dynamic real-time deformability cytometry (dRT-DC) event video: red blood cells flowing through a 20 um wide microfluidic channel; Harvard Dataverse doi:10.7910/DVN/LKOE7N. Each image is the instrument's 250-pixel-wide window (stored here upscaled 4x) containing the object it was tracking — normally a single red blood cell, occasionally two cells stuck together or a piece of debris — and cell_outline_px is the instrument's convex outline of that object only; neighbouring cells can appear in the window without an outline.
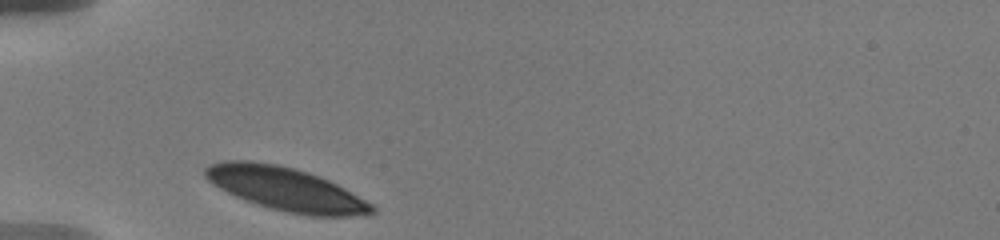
{"species": "human", "species_latin": "Homo sapiens", "temperature_condition": "warm", "stored_images_in_passage": 20, "camera_frame_rate_fps": 3000, "um_per_image_px": 0.085, "donor": {"sex": "male"}, "frame": {"image": 1, "passage_image": 1, "time_ms": 0.0, "image_size_px": [1000, 240], "cell_outline_px": [[376, 212], [348, 216], [308, 216], [288, 212], [272, 208], [236, 196], [212, 184], [204, 176], [204, 168], [208, 164], [224, 160], [248, 160], [276, 164], [296, 168], [320, 176], [344, 188], [372, 204], [376, 208]], "centroid_in_image_um": [24.27, 16.04], "position_along_channel_um": 60.7, "area_um2": 41.79}}
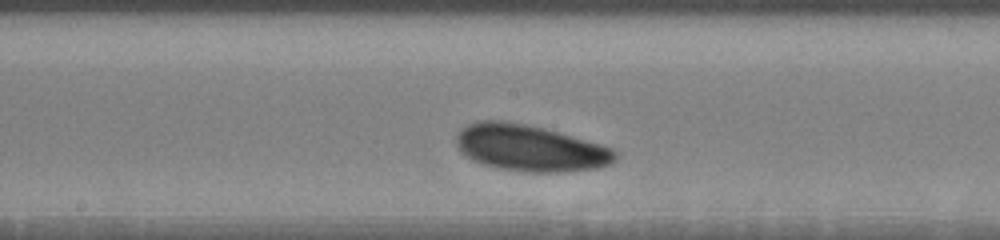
{"frame": {"image": 2, "passage_image": 10, "time_ms": 4.333, "image_size_px": [1000, 240], "cell_outline_px": [[616, 160], [612, 164], [600, 168], [568, 172], [520, 172], [500, 168], [484, 164], [472, 160], [464, 156], [460, 152], [456, 144], [456, 136], [460, 128], [468, 124], [480, 120], [496, 120], [524, 124], [544, 128], [600, 144], [612, 148], [616, 152]], "centroid_in_image_um": [45.04, 12.6], "position_along_channel_um": 203.2, "area_um2": 43.23}}
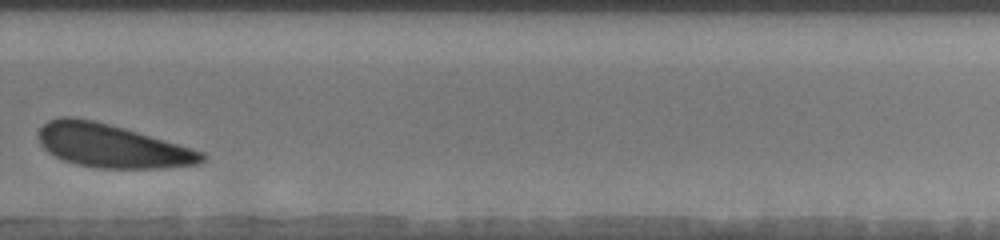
{"frame": {"image": 3, "passage_image": 16, "time_ms": 7.667, "image_size_px": [1000, 240], "cell_outline_px": [[208, 156], [204, 160], [196, 164], [164, 168], [96, 168], [76, 164], [64, 160], [48, 152], [40, 144], [40, 128], [48, 120], [60, 116], [72, 116], [92, 120], [124, 128], [192, 148], [204, 152]], "centroid_in_image_um": [9.51, 12.4], "position_along_channel_um": 320.3, "area_um2": 41.04}, "authors_computed_cell_mechanics": {"area_um2": 42.2229, "velocity_mm_per_s": 3.5163, "shape_relaxation_time_tau1_ms": 1.4887, "shape_relaxation_time_tau2_ms": null, "deformation_change_tau1": 0.0754, "deformation_change_tau2": null}}